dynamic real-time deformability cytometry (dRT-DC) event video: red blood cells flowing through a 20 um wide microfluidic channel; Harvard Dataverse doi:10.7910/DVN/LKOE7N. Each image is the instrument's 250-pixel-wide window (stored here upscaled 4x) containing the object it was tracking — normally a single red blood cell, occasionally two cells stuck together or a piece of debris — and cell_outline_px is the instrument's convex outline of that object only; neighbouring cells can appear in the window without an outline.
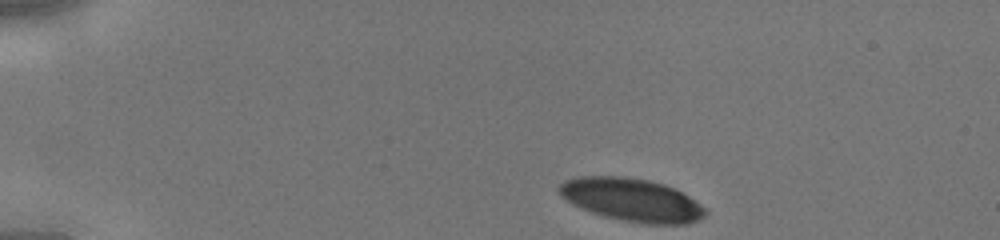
{"species": "human", "species_latin": "Homo sapiens", "temperature_condition": "cold", "stored_images_in_passage": 32, "camera_frame_rate_fps": 3000, "um_per_image_px": 0.085, "donor": {"sex": "male"}, "frame": {"image": 1, "passage_image": 1, "time_ms": 0.0, "image_size_px": [1000, 240], "cell_outline_px": [[708, 212], [704, 216], [688, 224], [644, 224], [604, 216], [592, 212], [572, 204], [556, 188], [564, 180], [576, 176], [624, 176], [648, 180], [664, 184], [688, 196], [700, 204]], "centroid_in_image_um": [53.69, 16.98], "position_along_channel_um": 31.3, "area_um2": 36.36}}
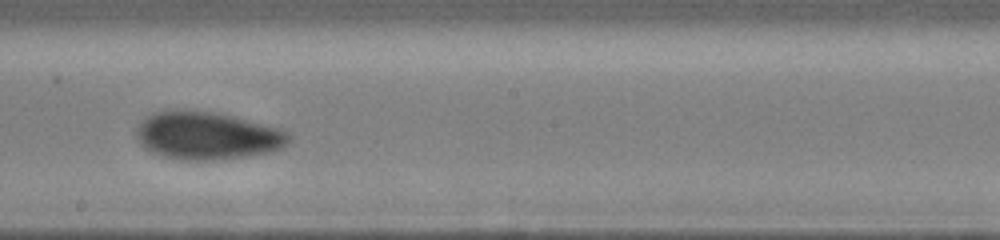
{"frame": {"image": 2, "passage_image": 19, "time_ms": 6.0, "image_size_px": [1000, 240], "cell_outline_px": [[292, 140], [288, 144], [280, 148], [268, 152], [248, 156], [216, 160], [184, 160], [164, 156], [152, 152], [144, 148], [140, 144], [136, 136], [136, 128], [152, 112], [216, 112], [280, 128], [288, 132], [292, 136]], "centroid_in_image_um": [17.65, 11.56], "position_along_channel_um": 230.5, "area_um2": 41.91}}
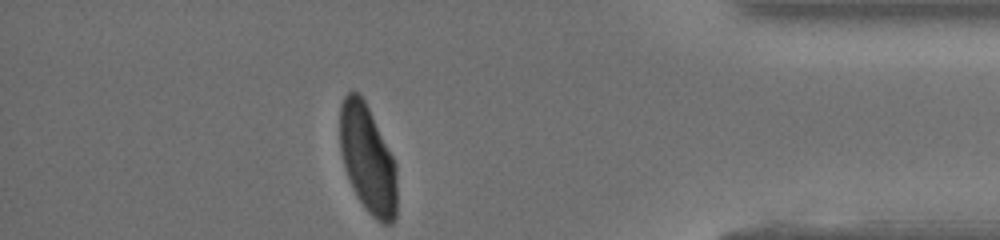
{"frame": {"image": 3, "passage_image": 32, "time_ms": 10.333, "image_size_px": [1000, 240], "cell_outline_px": [[396, 216], [392, 224], [384, 224], [376, 220], [364, 208], [352, 188], [340, 152], [340, 104], [344, 96], [352, 88], [364, 100], [396, 164]], "centroid_in_image_um": [31.24, 13.54], "position_along_channel_um": 404.0, "area_um2": 35.72}}